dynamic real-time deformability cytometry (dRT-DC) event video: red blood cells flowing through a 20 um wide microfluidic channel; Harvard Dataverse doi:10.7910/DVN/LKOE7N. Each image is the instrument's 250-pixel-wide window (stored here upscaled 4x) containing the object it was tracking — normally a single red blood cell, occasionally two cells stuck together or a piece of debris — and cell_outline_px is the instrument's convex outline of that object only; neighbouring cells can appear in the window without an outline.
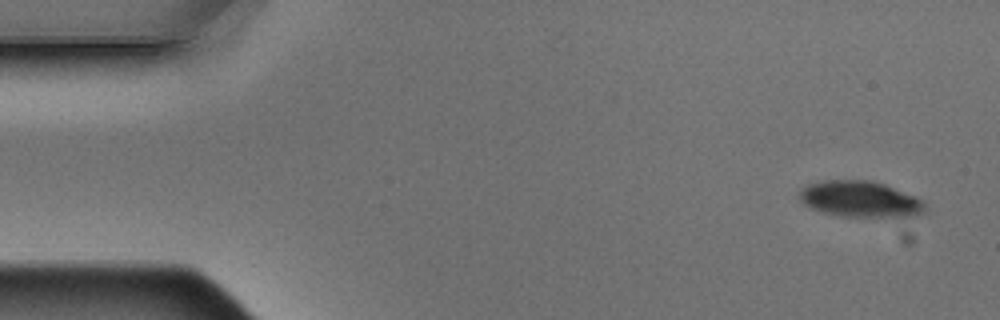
{"species": "Egyptian fruit bat (a non-hibernating species)", "species_latin": "Rousettus aegyptiacus", "temperature_condition": "warm", "stored_images_in_passage": 5, "segment_of_instrument_passage": [1, 2], "camera_frame_rate_fps": 3000, "um_per_image_px": 0.085, "animal": {"sex": "male"}, "frame": {"image": 1, "passage_image": 1, "time_ms": 0.0, "image_size_px": [1000, 320], "cell_outline_px": [[924, 212], [912, 216], [840, 216], [820, 212], [808, 208], [800, 200], [800, 188], [808, 184], [828, 180], [872, 180], [884, 184], [912, 196], [920, 200], [924, 204]], "centroid_in_image_um": [73.02, 16.92], "position_along_channel_um": 12.0, "area_um2": 26.07}}
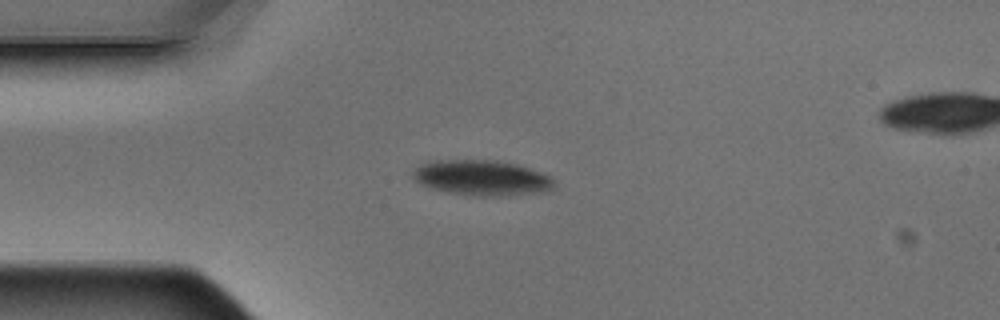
{"frame": {"image": 2, "passage_image": 4, "time_ms": 1.0, "image_size_px": [1000, 320], "cell_outline_px": [[552, 188], [540, 192], [508, 196], [480, 196], [448, 192], [432, 188], [420, 184], [412, 176], [412, 168], [424, 160], [496, 160], [516, 164], [552, 176]], "centroid_in_image_um": [40.87, 15.1], "position_along_channel_um": 44.1, "area_um2": 29.25}}